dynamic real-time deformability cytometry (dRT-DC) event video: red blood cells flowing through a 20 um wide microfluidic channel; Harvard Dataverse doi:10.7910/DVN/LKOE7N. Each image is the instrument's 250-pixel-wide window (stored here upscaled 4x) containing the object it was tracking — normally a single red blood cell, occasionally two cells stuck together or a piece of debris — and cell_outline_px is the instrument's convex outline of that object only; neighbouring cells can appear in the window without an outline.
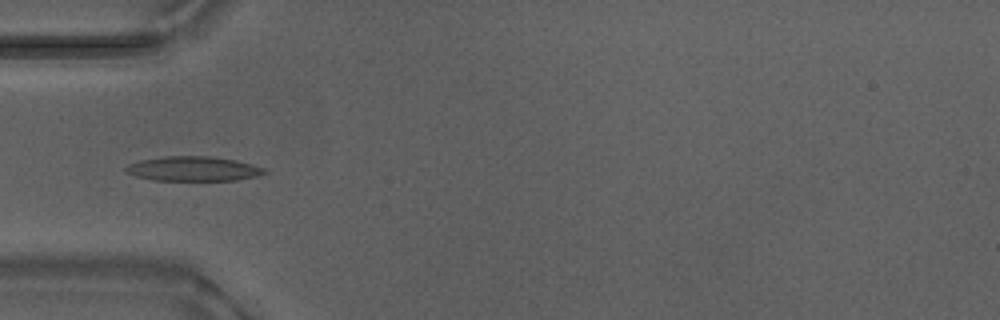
{"species": "Egyptian fruit bat (a non-hibernating species)", "species_latin": "Rousettus aegyptiacus", "temperature_condition": "warm", "stored_images_in_passage": 52, "camera_frame_rate_fps": 3000, "um_per_image_px": 0.085, "animal": {"sex": "male"}, "frame": {"image": 1, "passage_image": 16, "time_ms": 5.0, "image_size_px": [1000, 320], "cell_outline_px": [[268, 172], [256, 176], [236, 180], [152, 180], [136, 176], [124, 172], [124, 168], [128, 164], [140, 160], [164, 156], [212, 156], [236, 160], [252, 164], [264, 168]], "centroid_in_image_um": [16.4, 14.34], "position_along_channel_um": 68.6, "area_um2": 19.94}}
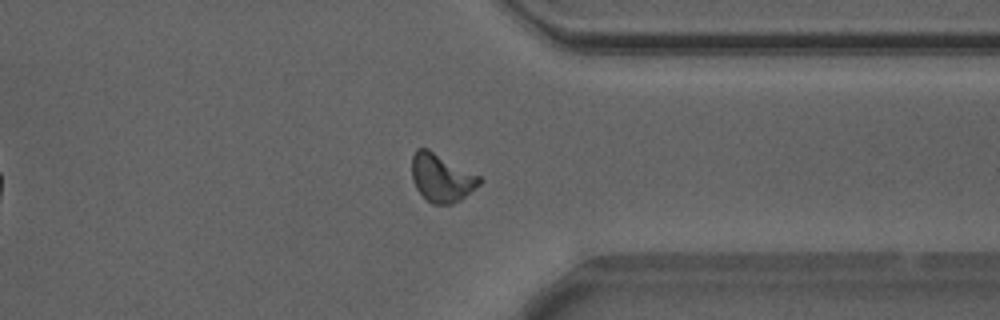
{"frame": {"image": 2, "passage_image": 40, "time_ms": 13.0, "image_size_px": [1000, 320], "cell_outline_px": [[484, 180], [480, 184], [460, 200], [452, 204], [432, 204], [416, 188], [412, 180], [412, 156], [416, 148], [428, 148], [480, 176]], "centroid_in_image_um": [37.53, 15.1], "position_along_channel_um": 373.9, "area_um2": 18.9}}
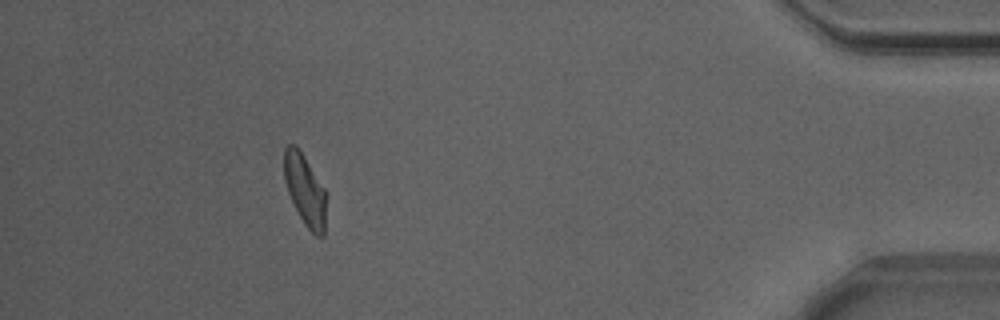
{"frame": {"image": 3, "passage_image": 47, "time_ms": 15.333, "image_size_px": [1000, 320], "cell_outline_px": [[328, 196], [324, 236], [316, 236], [304, 224], [288, 192], [284, 180], [284, 148], [288, 144], [296, 144], [300, 148], [328, 192]], "centroid_in_image_um": [25.97, 16.12], "position_along_channel_um": 409.2, "area_um2": 18.09}, "authors_computed_cell_mechanics": {"area_um2": 18.1492, "velocity_mm_per_s": 3.8602, "shape_relaxation_time_tau1_ms": 3.946, "shape_relaxation_time_tau2_ms": 0.8804, "deformation_change_tau1": 0.16, "deformation_change_tau2": 0.0666}}